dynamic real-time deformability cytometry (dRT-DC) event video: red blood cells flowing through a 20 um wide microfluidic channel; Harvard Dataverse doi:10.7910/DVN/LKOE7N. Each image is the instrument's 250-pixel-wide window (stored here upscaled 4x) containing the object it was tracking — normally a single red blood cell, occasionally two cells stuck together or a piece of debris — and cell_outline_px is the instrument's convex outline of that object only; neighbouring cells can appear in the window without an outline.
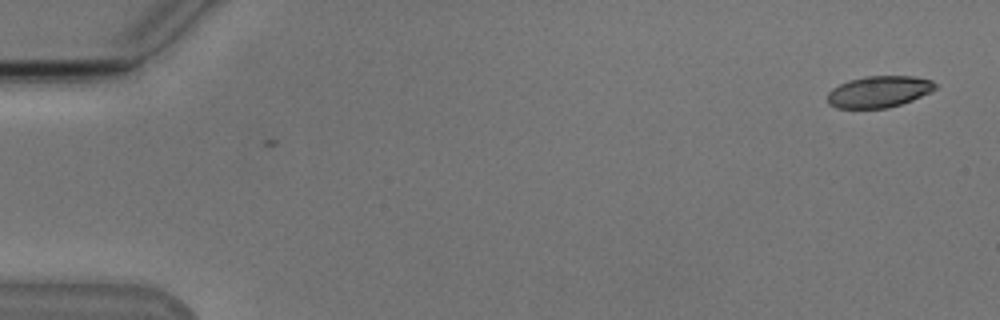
{"species": "Egyptian fruit bat (a non-hibernating species)", "species_latin": "Rousettus aegyptiacus", "temperature_condition": "cold", "stored_images_in_passage": 2, "camera_frame_rate_fps": 3000, "um_per_image_px": 0.085, "animal": {"sex": "male"}, "frame": {"image": 1, "passage_image": 2, "time_ms": 0.333, "image_size_px": [1000, 320], "cell_outline_px": [[936, 88], [912, 100], [888, 108], [836, 108], [828, 104], [828, 92], [832, 88], [848, 80], [864, 76], [912, 76], [932, 80], [936, 84]], "centroid_in_image_um": [74.67, 7.79], "position_along_channel_um": 10.3, "area_um2": 19.71}}